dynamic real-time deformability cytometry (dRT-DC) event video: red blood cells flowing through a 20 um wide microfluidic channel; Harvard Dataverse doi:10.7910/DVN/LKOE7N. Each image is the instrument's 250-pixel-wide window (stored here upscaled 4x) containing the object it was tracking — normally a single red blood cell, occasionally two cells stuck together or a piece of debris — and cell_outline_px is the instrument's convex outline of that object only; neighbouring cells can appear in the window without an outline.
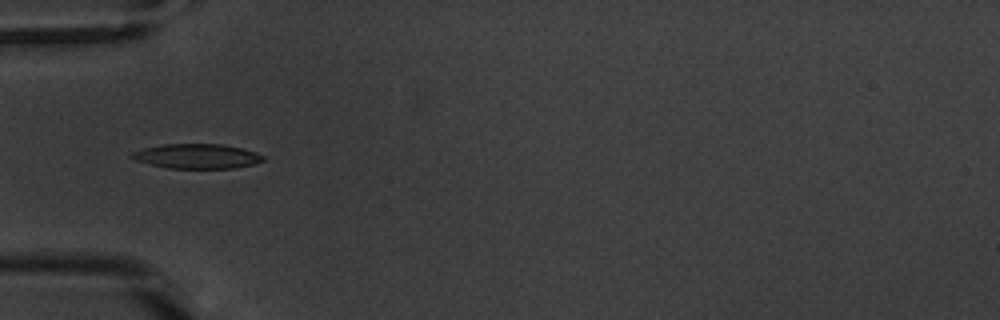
{"species": "common noctule bat (a hibernating species)", "species_latin": "Nyctalus noctula", "temperature_condition": "warm", "stored_images_in_passage": 37, "camera_frame_rate_fps": 3000, "um_per_image_px": 0.085, "animal": {"sex": "male", "body_mass_g": 20.1, "forearm_length_mm": 53.5}, "frame": {"image": 1, "passage_image": 1, "time_ms": 0.0, "image_size_px": [1000, 320], "cell_outline_px": [[264, 160], [256, 164], [236, 168], [168, 168], [136, 160], [128, 156], [132, 152], [144, 148], [164, 144], [224, 144], [244, 148], [256, 152], [264, 156]], "centroid_in_image_um": [16.8, 13.27], "position_along_channel_um": 68.2, "area_um2": 18.96}}
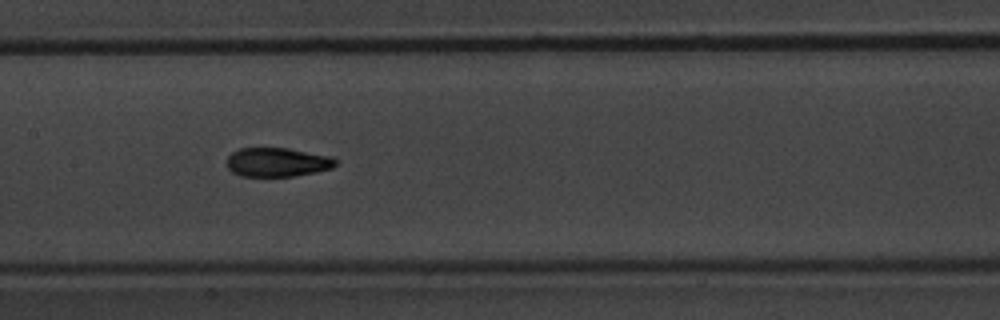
{"frame": {"image": 2, "passage_image": 10, "time_ms": 3.0, "image_size_px": [1000, 320], "cell_outline_px": [[336, 164], [332, 168], [316, 172], [292, 176], [240, 176], [232, 172], [228, 168], [228, 156], [232, 152], [240, 148], [288, 148], [332, 156], [336, 160]], "centroid_in_image_um": [23.58, 13.78], "position_along_channel_um": 183.8, "area_um2": 18.38}}
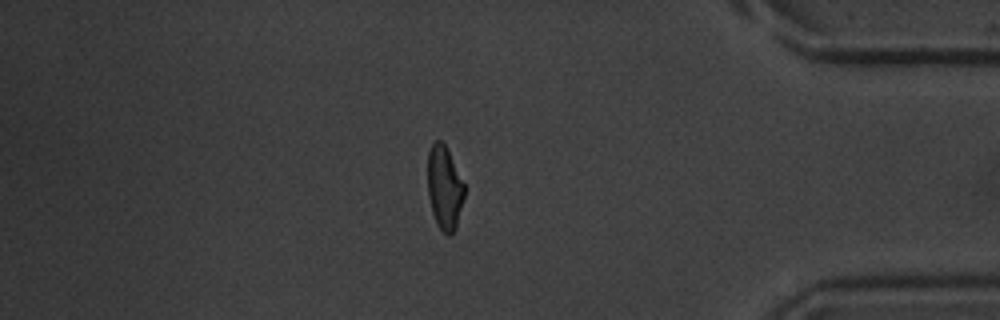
{"frame": {"image": 3, "passage_image": 29, "time_ms": 9.333, "image_size_px": [1000, 320], "cell_outline_px": [[464, 196], [456, 228], [448, 236], [440, 228], [432, 212], [428, 196], [428, 152], [432, 144], [436, 140], [440, 140], [444, 144], [464, 184]], "centroid_in_image_um": [37.77, 15.96], "position_along_channel_um": 397.4, "area_um2": 17.46}, "authors_computed_cell_mechanics": {"area_um2": 18.496, "velocity_mm_per_s": 3.8384, "shape_relaxation_time_tau1_ms": 3.5424, "shape_relaxation_time_tau2_ms": 1.3159, "deformation_change_tau1": 0.1755, "deformation_change_tau2": 0.0752}}